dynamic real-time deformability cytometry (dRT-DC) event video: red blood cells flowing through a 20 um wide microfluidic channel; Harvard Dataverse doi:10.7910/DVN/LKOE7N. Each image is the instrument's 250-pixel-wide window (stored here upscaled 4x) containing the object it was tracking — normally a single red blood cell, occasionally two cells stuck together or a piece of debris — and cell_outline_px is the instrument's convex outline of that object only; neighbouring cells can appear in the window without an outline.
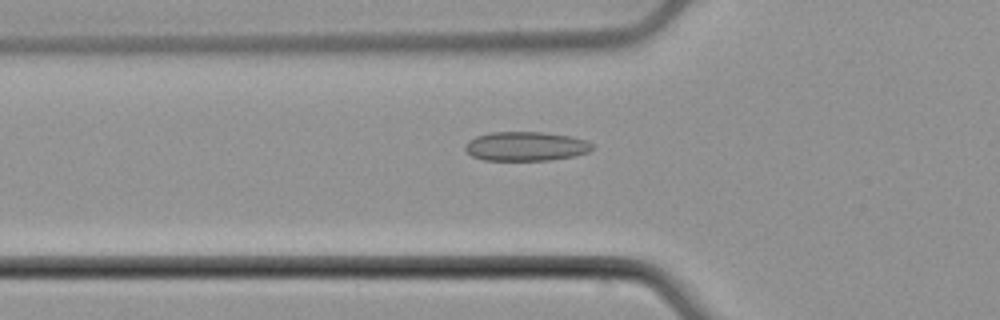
{"species": "common noctule bat (a hibernating species)", "species_latin": "Nyctalus noctula", "temperature_condition": "cold", "stored_images_in_passage": 40, "camera_frame_rate_fps": 3000, "um_per_image_px": 0.085, "animal": {"sex": "male", "body_mass_g": 21.5, "forearm_length_mm": 52.0}, "frame": {"image": 1, "passage_image": 9, "time_ms": 2.667, "image_size_px": [1000, 320], "cell_outline_px": [[596, 148], [588, 152], [576, 156], [548, 160], [484, 160], [472, 156], [464, 148], [464, 144], [468, 140], [476, 136], [492, 132], [544, 132], [572, 136], [588, 140]], "centroid_in_image_um": [44.73, 12.43], "position_along_channel_um": 81.1, "area_um2": 21.91}}
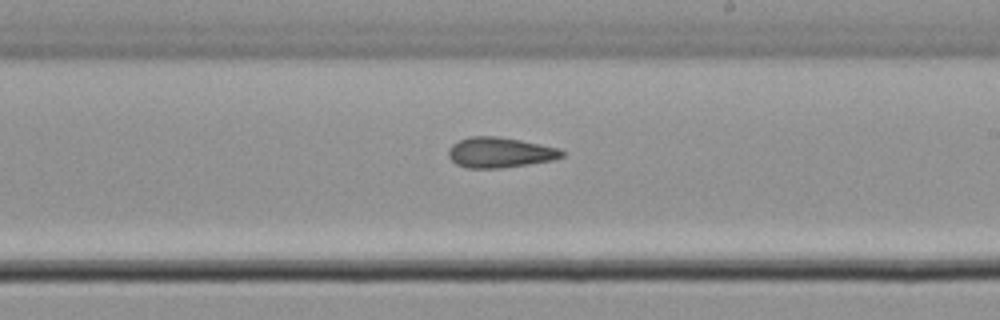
{"frame": {"image": 2, "passage_image": 22, "time_ms": 7.0, "image_size_px": [1000, 320], "cell_outline_px": [[564, 156], [552, 160], [500, 168], [468, 168], [456, 164], [448, 156], [448, 148], [452, 144], [460, 140], [472, 136], [496, 136], [520, 140], [560, 148], [564, 152]], "centroid_in_image_um": [42.48, 12.96], "position_along_channel_um": 246.5, "area_um2": 19.94}}
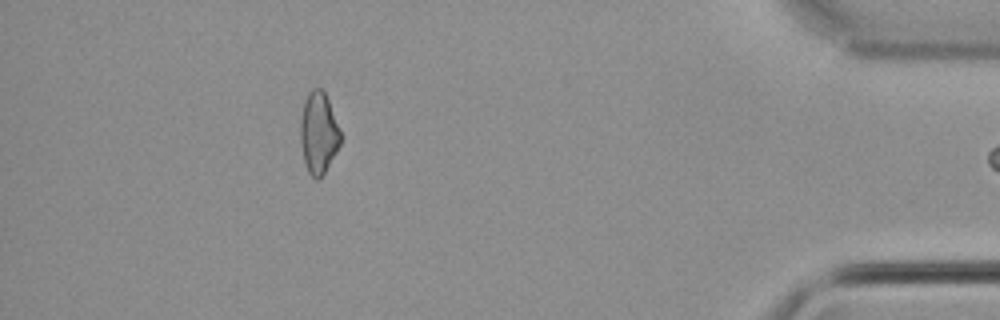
{"frame": {"image": 3, "passage_image": 39, "time_ms": 12.667, "image_size_px": [1000, 320], "cell_outline_px": [[340, 144], [336, 152], [320, 180], [316, 180], [308, 172], [304, 160], [300, 144], [300, 120], [304, 100], [308, 92], [312, 88], [320, 88], [324, 92], [328, 100], [340, 132]], "centroid_in_image_um": [27.05, 11.31], "position_along_channel_um": 408.2, "area_um2": 18.96}}